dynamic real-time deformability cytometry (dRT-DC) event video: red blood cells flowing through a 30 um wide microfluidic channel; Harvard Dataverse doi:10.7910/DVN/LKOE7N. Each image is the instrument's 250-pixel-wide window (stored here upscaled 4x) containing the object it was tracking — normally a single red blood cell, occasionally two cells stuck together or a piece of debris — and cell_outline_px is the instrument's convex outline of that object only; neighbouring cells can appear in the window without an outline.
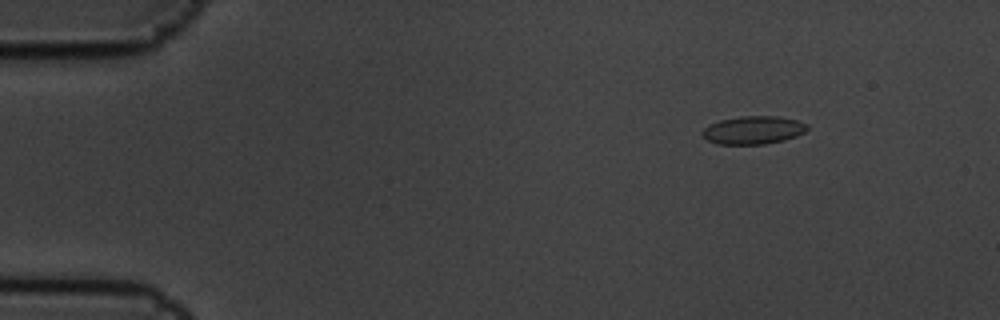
{"species": "common noctule bat (a hibernating species)", "species_latin": "Nyctalus noctula", "temperature_condition": "cold", "stored_images_in_passage": 5, "camera_frame_rate_fps": 3000, "um_per_image_px": 0.085, "animal": {"sex": "male", "body_mass_g": 19.5, "forearm_length_mm": 54.6}, "frame": {"image": 1, "passage_image": 2, "time_ms": 0.333, "image_size_px": [1000, 320], "cell_outline_px": [[808, 128], [804, 132], [796, 136], [784, 140], [764, 144], [716, 144], [708, 140], [700, 132], [708, 124], [720, 120], [740, 116], [776, 116], [796, 120], [808, 124]], "centroid_in_image_um": [64.01, 11.05], "position_along_channel_um": 21.0, "area_um2": 17.17}}